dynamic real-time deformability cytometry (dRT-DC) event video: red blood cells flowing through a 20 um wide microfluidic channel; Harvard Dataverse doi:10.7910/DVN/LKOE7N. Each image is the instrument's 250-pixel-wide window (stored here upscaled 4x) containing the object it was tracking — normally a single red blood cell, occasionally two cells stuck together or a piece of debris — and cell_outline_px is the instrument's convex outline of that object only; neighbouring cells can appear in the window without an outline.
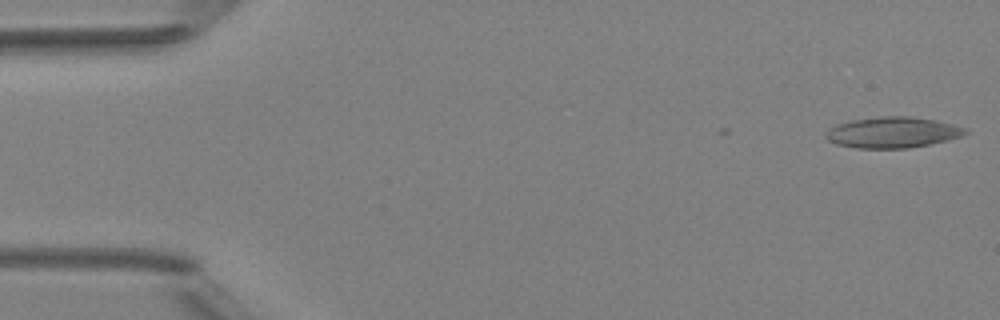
{"species": "Egyptian fruit bat (a non-hibernating species)", "species_latin": "Rousettus aegyptiacus", "temperature_condition": "room temperature", "stored_images_in_passage": 5, "segment_of_instrument_passage": [2, 2], "camera_frame_rate_fps": 3000, "um_per_image_px": 0.085, "animal": {"sex": "female"}, "frame": {"image": 1, "passage_image": 5, "time_ms": 4.667, "image_size_px": [1000, 320], "cell_outline_px": [[968, 132], [960, 136], [948, 140], [908, 148], [856, 148], [836, 144], [828, 140], [824, 136], [824, 132], [828, 128], [836, 124], [848, 120], [880, 116], [908, 116], [936, 120], [968, 128]], "centroid_in_image_um": [75.82, 11.24], "position_along_channel_um": 9.2, "area_um2": 25.32}}